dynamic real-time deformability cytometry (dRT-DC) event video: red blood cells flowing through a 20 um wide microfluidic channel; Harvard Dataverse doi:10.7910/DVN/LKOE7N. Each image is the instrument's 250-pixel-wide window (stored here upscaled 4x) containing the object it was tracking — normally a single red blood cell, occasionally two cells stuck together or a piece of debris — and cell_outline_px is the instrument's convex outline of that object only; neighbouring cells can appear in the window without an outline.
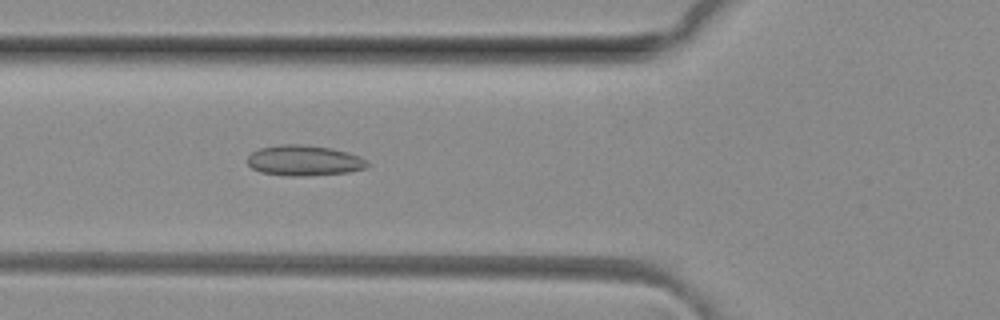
{"species": "common noctule bat (a hibernating species)", "species_latin": "Nyctalus noctula", "temperature_condition": "room temperature", "stored_images_in_passage": 38, "camera_frame_rate_fps": 3000, "um_per_image_px": 0.085, "animal": {"sex": "female", "body_mass_g": 29.2, "forearm_length_mm": 56.3}, "frame": {"image": 1, "passage_image": 6, "time_ms": 1.667, "image_size_px": [1000, 320], "cell_outline_px": [[368, 168], [348, 172], [308, 176], [288, 176], [260, 172], [252, 168], [248, 164], [248, 156], [252, 152], [260, 148], [280, 144], [300, 144], [328, 148], [360, 156], [368, 164]], "centroid_in_image_um": [25.82, 13.65], "position_along_channel_um": 100.0, "area_um2": 21.15}}
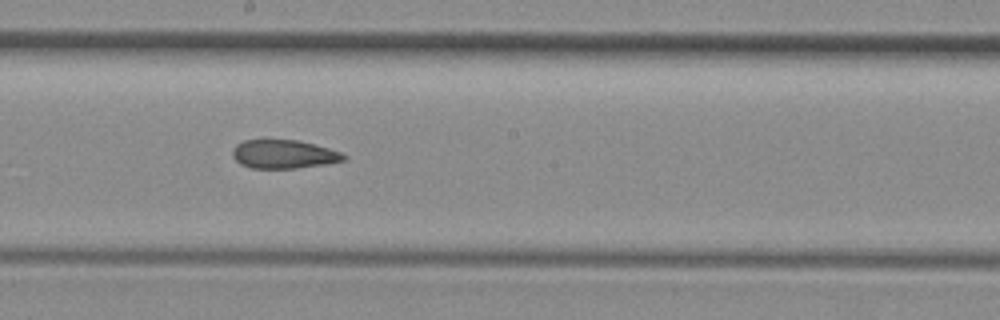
{"frame": {"image": 2, "passage_image": 15, "time_ms": 4.667, "image_size_px": [1000, 320], "cell_outline_px": [[348, 156], [344, 160], [324, 164], [296, 168], [252, 168], [240, 164], [232, 156], [232, 148], [236, 144], [244, 140], [296, 140], [328, 148], [340, 152]], "centroid_in_image_um": [24.08, 13.11], "position_along_channel_um": 224.1, "area_um2": 18.38}}
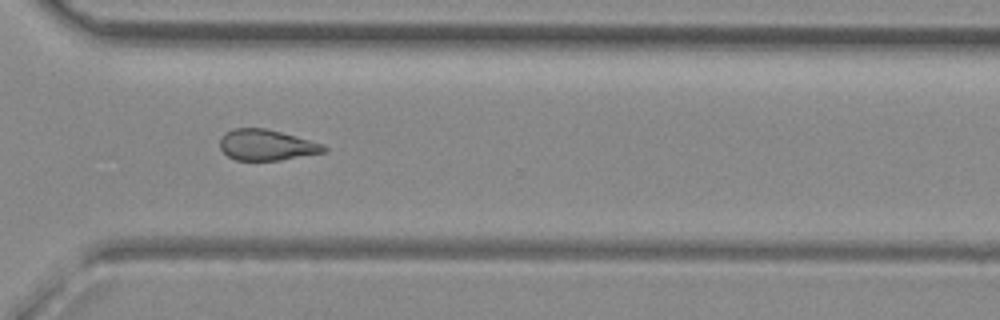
{"frame": {"image": 3, "passage_image": 24, "time_ms": 7.667, "image_size_px": [1000, 320], "cell_outline_px": [[328, 152], [280, 160], [236, 160], [228, 156], [220, 148], [220, 140], [224, 132], [232, 128], [264, 128], [280, 132], [308, 140], [320, 144], [328, 148]], "centroid_in_image_um": [22.63, 12.33], "position_along_channel_um": 348.0, "area_um2": 18.55}}